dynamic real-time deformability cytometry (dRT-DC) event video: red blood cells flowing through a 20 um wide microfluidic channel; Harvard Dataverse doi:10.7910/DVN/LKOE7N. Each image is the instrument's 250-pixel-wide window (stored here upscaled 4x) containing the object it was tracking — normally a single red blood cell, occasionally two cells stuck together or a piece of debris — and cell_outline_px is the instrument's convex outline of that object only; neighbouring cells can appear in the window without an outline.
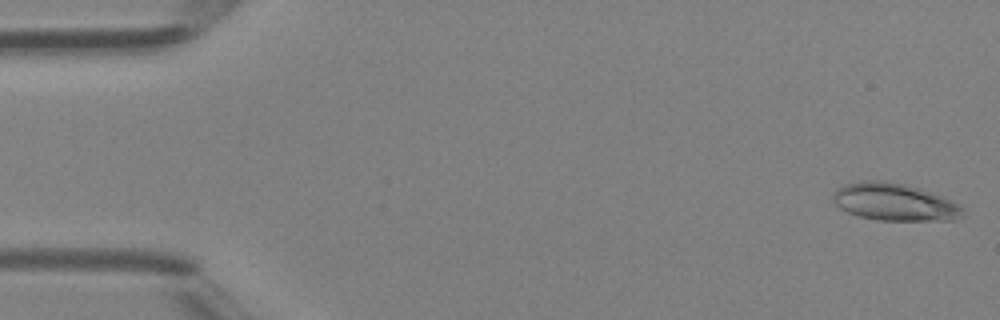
{"species": "Egyptian fruit bat (a non-hibernating species)", "species_latin": "Rousettus aegyptiacus", "temperature_condition": "room temperature", "stored_images_in_passage": 14, "camera_frame_rate_fps": 3000, "um_per_image_px": 0.085, "animal": {"sex": "female"}, "frame": {"image": 1, "passage_image": 1, "time_ms": 0.0, "image_size_px": [1000, 320], "cell_outline_px": [[964, 216], [952, 220], [880, 220], [860, 216], [848, 212], [840, 208], [832, 200], [832, 196], [836, 188], [844, 184], [864, 180], [884, 180], [904, 184], [916, 188], [948, 200], [964, 208]], "centroid_in_image_um": [75.97, 17.17], "position_along_channel_um": 9.0, "area_um2": 27.86}}
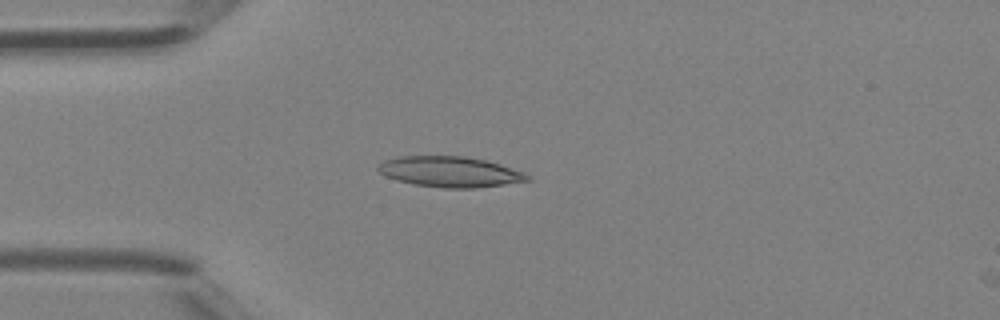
{"frame": {"image": 2, "passage_image": 12, "time_ms": 3.667, "image_size_px": [1000, 320], "cell_outline_px": [[532, 180], [476, 188], [444, 188], [412, 184], [396, 180], [384, 176], [376, 168], [376, 164], [384, 160], [400, 156], [464, 156], [488, 160], [524, 172], [532, 176]], "centroid_in_image_um": [38.24, 14.6], "position_along_channel_um": 46.8, "area_um2": 26.93}}